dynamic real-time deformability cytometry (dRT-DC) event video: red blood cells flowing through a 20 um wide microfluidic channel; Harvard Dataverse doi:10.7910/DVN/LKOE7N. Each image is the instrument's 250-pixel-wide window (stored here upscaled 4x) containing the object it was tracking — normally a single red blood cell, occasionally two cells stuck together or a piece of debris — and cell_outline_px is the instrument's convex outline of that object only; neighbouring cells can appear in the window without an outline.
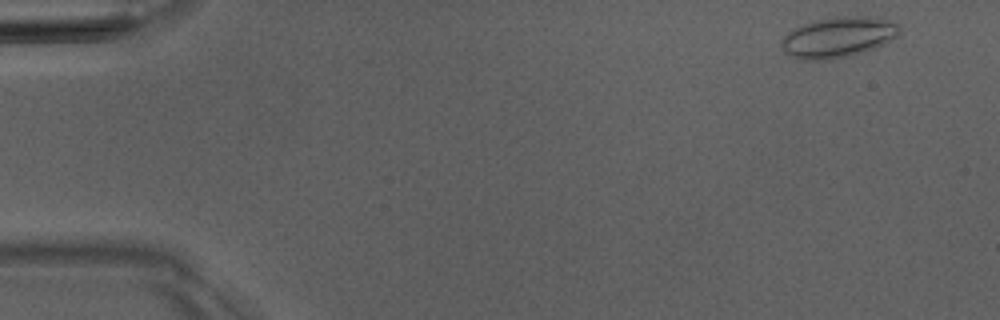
{"species": "Egyptian fruit bat (a non-hibernating species)", "species_latin": "Rousettus aegyptiacus", "temperature_condition": "room temperature", "stored_images_in_passage": 6, "camera_frame_rate_fps": 3000, "um_per_image_px": 0.085, "animal": {"sex": "male"}, "frame": {"image": 1, "passage_image": 1, "time_ms": 0.0, "image_size_px": [1000, 320], "cell_outline_px": [[900, 32], [896, 36], [884, 44], [876, 48], [848, 56], [828, 60], [796, 60], [784, 52], [780, 44], [784, 36], [792, 28], [816, 20], [832, 16], [868, 16], [888, 20], [900, 24]], "centroid_in_image_um": [71.22, 3.17], "position_along_channel_um": 13.8, "area_um2": 28.21}}
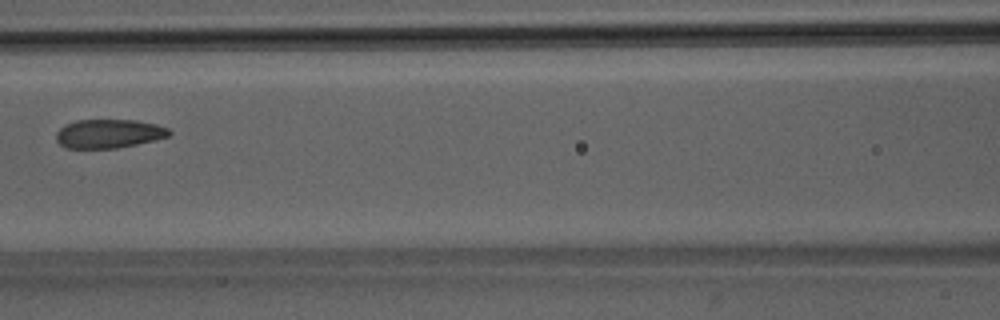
{"frame": {"image": 2, "passage_image": 6, "time_ms": 6.667, "image_size_px": [1000, 320], "cell_outline_px": [[172, 132], [168, 136], [156, 140], [116, 148], [64, 148], [56, 140], [56, 132], [64, 124], [76, 120], [136, 120], [156, 124], [168, 128]], "centroid_in_image_um": [9.23, 11.36], "position_along_channel_um": 157.4, "area_um2": 19.07}}